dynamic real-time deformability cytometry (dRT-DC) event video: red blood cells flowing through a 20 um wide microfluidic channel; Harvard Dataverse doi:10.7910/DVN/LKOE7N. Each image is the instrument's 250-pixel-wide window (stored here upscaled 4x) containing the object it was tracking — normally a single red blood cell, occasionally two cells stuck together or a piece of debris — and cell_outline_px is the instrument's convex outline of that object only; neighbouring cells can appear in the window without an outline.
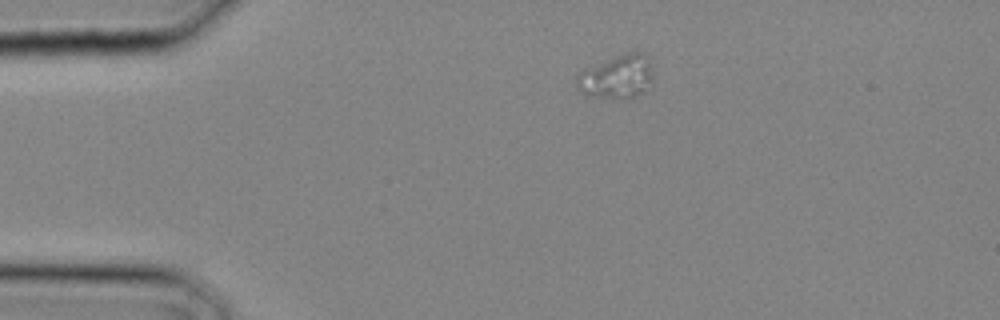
{"species": "common noctule bat (a hibernating species)", "species_latin": "Nyctalus noctula", "temperature_condition": "cold", "stored_images_in_passage": 17, "camera_frame_rate_fps": 3000, "um_per_image_px": 0.085, "animal": {"sex": "male", "body_mass_g": 20.4}, "frame": {"image": 1, "passage_image": 1, "time_ms": 0.0, "image_size_px": [1000, 320], "cell_outline_px": [[652, 80], [644, 92], [636, 96], [624, 100], [588, 96], [580, 92], [576, 88], [576, 76], [580, 72], [624, 52], [644, 52], [648, 56], [652, 68]], "centroid_in_image_um": [52.45, 6.55], "position_along_channel_um": 32.6, "area_um2": 19.71}}
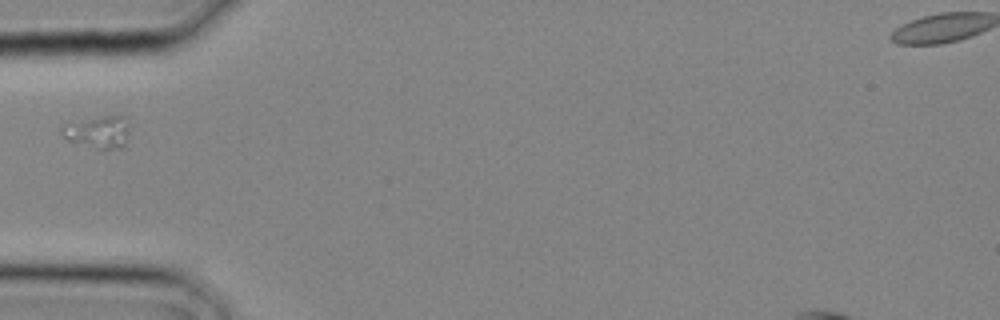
{"frame": {"image": 2, "passage_image": 5, "time_ms": 1.333, "image_size_px": [1000, 320], "cell_outline_px": [[128, 128], [124, 148], [100, 148], [68, 140], [60, 132], [60, 124], [100, 116], [124, 116], [128, 124]], "centroid_in_image_um": [8.3, 11.19], "position_along_channel_um": 76.7, "area_um2": 12.54}}
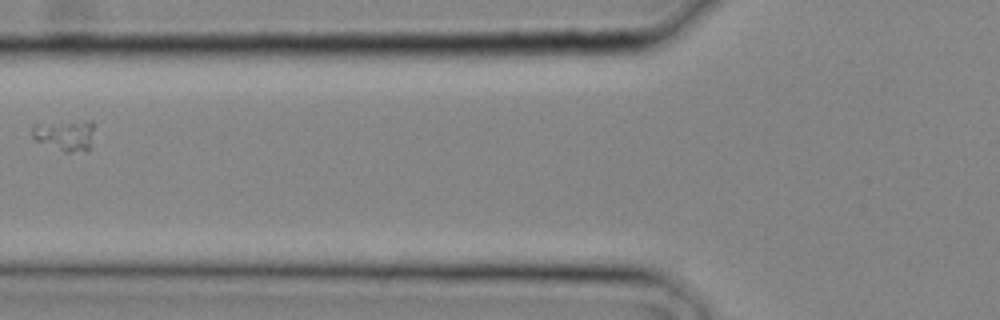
{"frame": {"image": 3, "passage_image": 7, "time_ms": 2.0, "image_size_px": [1000, 320], "cell_outline_px": [[92, 128], [88, 148], [68, 152], [64, 152], [36, 140], [32, 136], [32, 128], [36, 124], [88, 120], [92, 120]], "centroid_in_image_um": [5.48, 11.46], "position_along_channel_um": 120.3, "area_um2": 10.64}}